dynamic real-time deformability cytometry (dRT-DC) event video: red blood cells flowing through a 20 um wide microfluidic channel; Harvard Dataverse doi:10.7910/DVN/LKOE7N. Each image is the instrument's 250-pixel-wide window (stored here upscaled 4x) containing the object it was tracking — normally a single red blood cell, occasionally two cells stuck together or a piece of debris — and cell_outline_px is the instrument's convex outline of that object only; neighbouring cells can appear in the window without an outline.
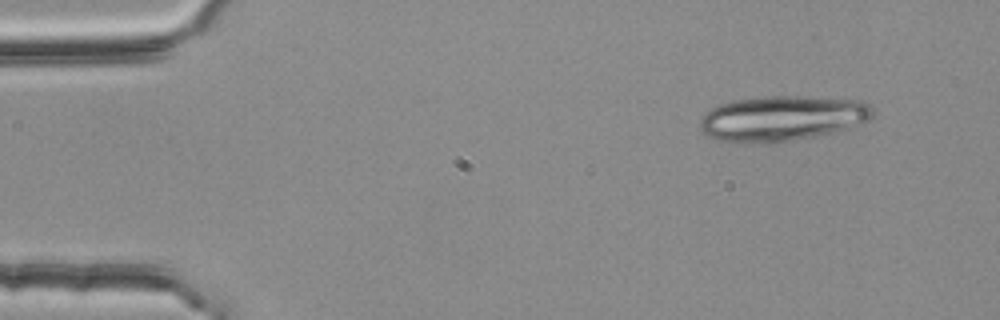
{"species": "common noctule bat (a hibernating species)", "species_latin": "Nyctalus noctula", "temperature_condition": "room temperature", "stored_images_in_passage": 5, "segment_of_instrument_passage": [1, 2], "camera_frame_rate_fps": 3000, "um_per_image_px": 0.085, "animal": {"sex": "female", "body_mass_g": 25.1}, "frame": {"image": 1, "passage_image": 1, "time_ms": 0.0, "image_size_px": [1000, 320], "cell_outline_px": [[876, 112], [868, 120], [832, 132], [792, 140], [768, 144], [720, 140], [708, 136], [700, 128], [700, 120], [704, 112], [708, 108], [720, 104], [736, 100], [764, 96], [796, 96], [860, 100], [868, 104]], "centroid_in_image_um": [66.44, 10.05], "position_along_channel_um": 18.6, "area_um2": 45.26}}